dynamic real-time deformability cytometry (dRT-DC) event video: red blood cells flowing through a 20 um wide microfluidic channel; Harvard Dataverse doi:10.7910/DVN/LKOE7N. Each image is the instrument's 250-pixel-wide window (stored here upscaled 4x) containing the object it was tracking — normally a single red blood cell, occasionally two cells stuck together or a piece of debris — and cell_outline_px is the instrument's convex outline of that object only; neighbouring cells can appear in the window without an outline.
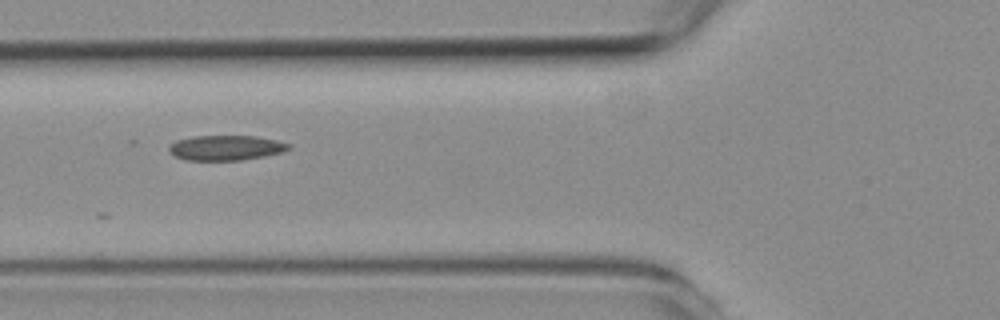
{"species": "common noctule bat (a hibernating species)", "species_latin": "Nyctalus noctula", "temperature_condition": "room temperature", "stored_images_in_passage": 7, "camera_frame_rate_fps": 3000, "um_per_image_px": 0.085, "animal": {"sex": "female", "body_mass_g": 19.3, "forearm_length_mm": 54.1}, "frame": {"image": 1, "passage_image": 5, "time_ms": 6.333, "image_size_px": [1000, 320], "cell_outline_px": [[292, 148], [284, 152], [264, 156], [240, 160], [188, 160], [176, 156], [168, 148], [176, 140], [192, 136], [256, 136], [276, 140], [292, 144]], "centroid_in_image_um": [19.27, 12.55], "position_along_channel_um": 106.5, "area_um2": 17.4}}
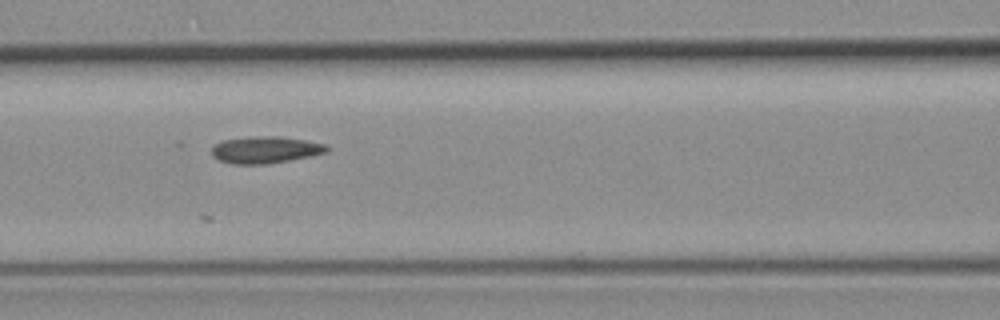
{"frame": {"image": 2, "passage_image": 6, "time_ms": 7.333, "image_size_px": [1000, 320], "cell_outline_px": [[332, 148], [328, 152], [312, 156], [268, 164], [232, 164], [220, 160], [212, 156], [212, 148], [216, 144], [224, 140], [252, 136], [280, 136], [328, 144]], "centroid_in_image_um": [22.63, 12.73], "position_along_channel_um": 144.0, "area_um2": 18.21}}
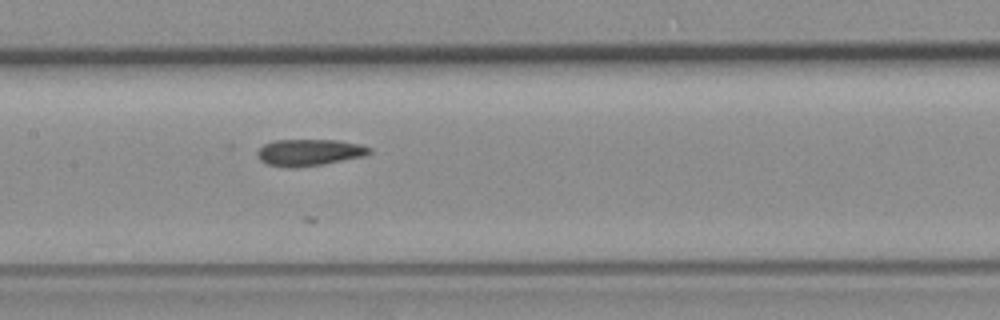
{"frame": {"image": 3, "passage_image": 7, "time_ms": 8.333, "image_size_px": [1000, 320], "cell_outline_px": [[372, 152], [364, 156], [324, 164], [296, 168], [288, 168], [268, 164], [260, 160], [256, 156], [256, 152], [264, 144], [272, 140], [336, 140], [360, 144], [372, 148]], "centroid_in_image_um": [26.27, 12.96], "position_along_channel_um": 181.1, "area_um2": 17.57}}